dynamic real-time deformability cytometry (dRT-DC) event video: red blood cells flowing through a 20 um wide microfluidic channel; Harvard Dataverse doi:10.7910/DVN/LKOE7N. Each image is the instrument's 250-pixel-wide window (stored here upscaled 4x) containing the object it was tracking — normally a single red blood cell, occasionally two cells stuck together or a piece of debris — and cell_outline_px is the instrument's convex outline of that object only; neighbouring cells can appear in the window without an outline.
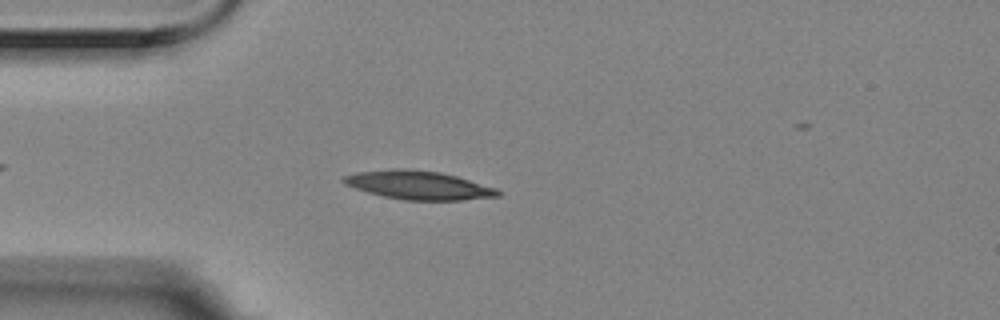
{"species": "Egyptian fruit bat (a non-hibernating species)", "species_latin": "Rousettus aegyptiacus", "temperature_condition": "room temperature", "stored_images_in_passage": 2, "camera_frame_rate_fps": 3000, "um_per_image_px": 0.085, "animal": {"sex": "female"}, "frame": {"image": 1, "passage_image": 2, "time_ms": 0.333, "image_size_px": [1000, 320], "cell_outline_px": [[504, 192], [500, 196], [464, 200], [404, 200], [384, 196], [368, 192], [344, 184], [340, 180], [344, 176], [356, 172], [392, 168], [404, 168], [440, 172], [456, 176], [496, 188]], "centroid_in_image_um": [35.58, 15.73], "position_along_channel_um": 49.4, "area_um2": 25.78}}